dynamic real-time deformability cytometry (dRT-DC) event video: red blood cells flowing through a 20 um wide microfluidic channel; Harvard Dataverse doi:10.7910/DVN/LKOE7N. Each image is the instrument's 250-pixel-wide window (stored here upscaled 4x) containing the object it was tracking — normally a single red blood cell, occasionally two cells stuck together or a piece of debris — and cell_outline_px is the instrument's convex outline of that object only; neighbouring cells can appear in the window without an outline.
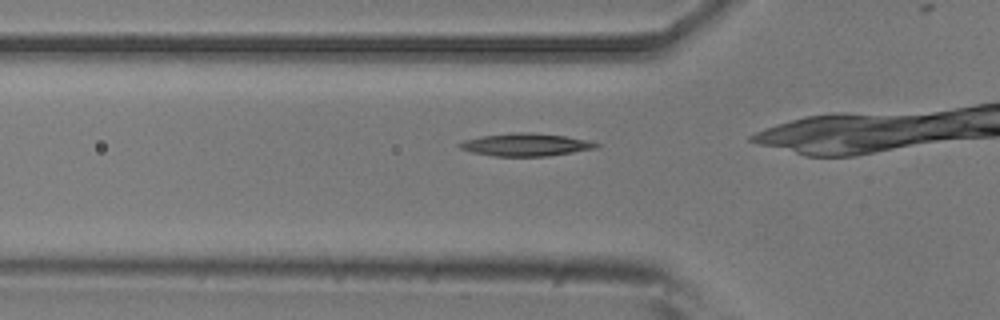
{"species": "common noctule bat (a hibernating species)", "species_latin": "Nyctalus noctula", "temperature_condition": "room temperature", "stored_images_in_passage": 26, "camera_frame_rate_fps": 3000, "um_per_image_px": 0.085, "animal": {"sex": "male", "body_mass_g": 20.5, "forearm_length_mm": 52.5}, "frame": {"image": 1, "passage_image": 9, "time_ms": 2.667, "image_size_px": [1000, 320], "cell_outline_px": [[600, 144], [596, 148], [548, 156], [492, 156], [472, 152], [460, 148], [456, 144], [464, 140], [480, 136], [512, 132], [528, 132], [564, 136], [584, 140]], "centroid_in_image_um": [44.61, 12.3], "position_along_channel_um": 81.2, "area_um2": 17.92}}
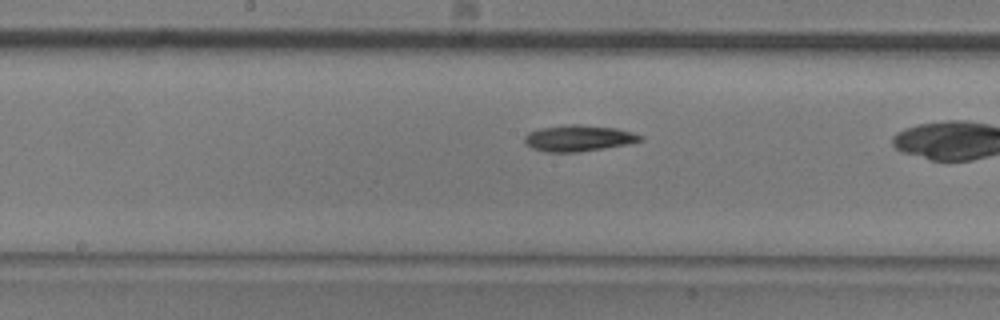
{"frame": {"image": 2, "passage_image": 18, "time_ms": 5.667, "image_size_px": [1000, 320], "cell_outline_px": [[644, 140], [628, 144], [604, 148], [576, 152], [544, 152], [532, 148], [524, 140], [524, 136], [528, 132], [540, 128], [568, 124], [580, 124], [616, 128], [632, 132], [644, 136]], "centroid_in_image_um": [49.19, 11.74], "position_along_channel_um": 199.0, "area_um2": 17.74}}
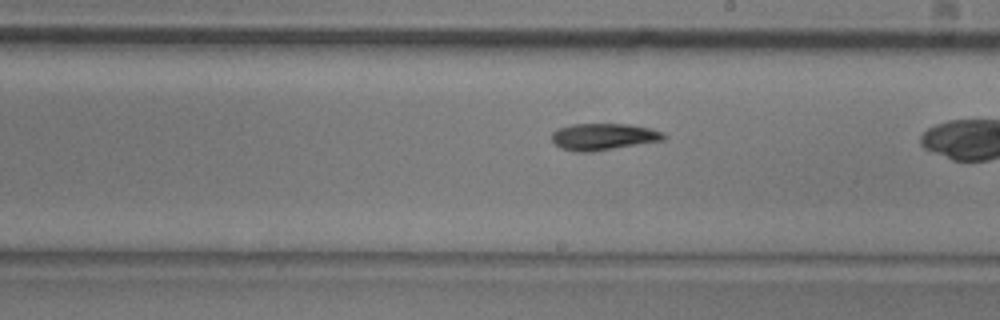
{"frame": {"image": 3, "passage_image": 21, "time_ms": 6.667, "image_size_px": [1000, 320], "cell_outline_px": [[668, 136], [664, 140], [592, 152], [576, 152], [560, 148], [552, 140], [552, 132], [560, 128], [572, 124], [628, 124], [648, 128], [664, 132]], "centroid_in_image_um": [51.31, 11.62], "position_along_channel_um": 237.7, "area_um2": 17.46}}